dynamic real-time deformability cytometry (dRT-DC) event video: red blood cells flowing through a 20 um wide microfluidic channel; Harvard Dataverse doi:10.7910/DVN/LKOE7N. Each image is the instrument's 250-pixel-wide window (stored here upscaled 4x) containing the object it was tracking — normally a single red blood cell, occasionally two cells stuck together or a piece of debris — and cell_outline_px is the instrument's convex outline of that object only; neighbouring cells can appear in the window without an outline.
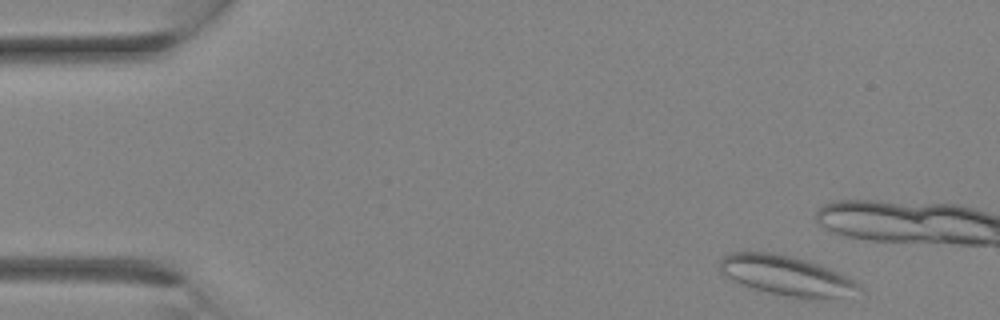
{"species": "Egyptian fruit bat (a non-hibernating species)", "species_latin": "Rousettus aegyptiacus", "temperature_condition": "room temperature", "stored_images_in_passage": 4, "camera_frame_rate_fps": 3000, "um_per_image_px": 0.085, "animal": {"sex": "female"}, "frame": {"image": 1, "passage_image": 1, "time_ms": 0.0, "image_size_px": [1000, 320], "cell_outline_px": [[864, 288], [840, 296], [804, 300], [784, 296], [768, 292], [740, 284], [720, 272], [720, 260], [728, 252], [772, 252], [804, 260], [828, 268], [848, 276], [856, 280]], "centroid_in_image_um": [66.83, 23.43], "position_along_channel_um": 18.2, "area_um2": 31.96}}